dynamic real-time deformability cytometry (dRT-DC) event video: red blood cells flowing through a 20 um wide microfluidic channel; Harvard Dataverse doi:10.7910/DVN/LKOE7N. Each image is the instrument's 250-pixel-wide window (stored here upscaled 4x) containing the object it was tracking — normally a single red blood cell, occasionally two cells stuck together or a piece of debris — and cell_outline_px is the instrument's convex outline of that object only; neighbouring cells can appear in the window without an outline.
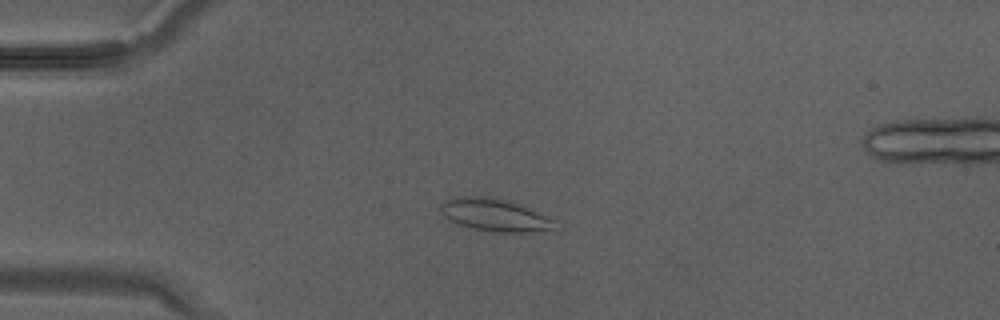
{"species": "Egyptian fruit bat (a non-hibernating species)", "species_latin": "Rousettus aegyptiacus", "temperature_condition": "warm", "stored_images_in_passage": 28, "camera_frame_rate_fps": 3000, "um_per_image_px": 0.085, "animal": {"sex": "male"}, "frame": {"image": 1, "passage_image": 1, "time_ms": 0.0, "image_size_px": [1000, 320], "cell_outline_px": [[552, 228], [528, 232], [496, 232], [476, 228], [460, 224], [444, 216], [440, 212], [440, 204], [444, 200], [456, 196], [492, 196], [524, 204], [552, 220]], "centroid_in_image_um": [41.98, 18.22], "position_along_channel_um": 43.0, "area_um2": 21.39}}
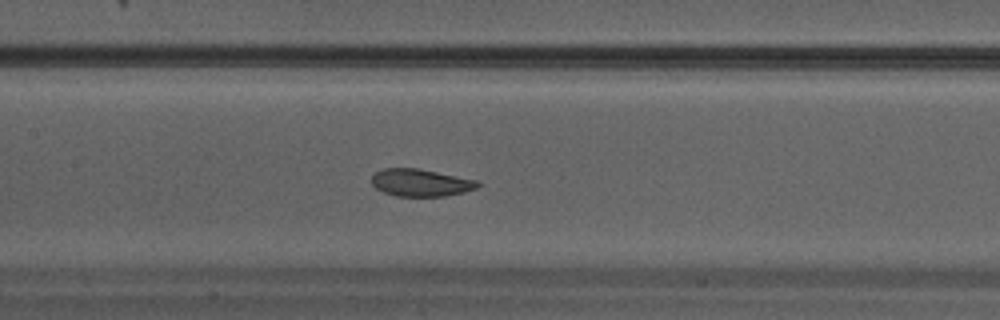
{"frame": {"image": 2, "passage_image": 9, "time_ms": 2.667, "image_size_px": [1000, 320], "cell_outline_px": [[480, 184], [476, 188], [464, 192], [444, 196], [396, 196], [384, 192], [376, 188], [372, 184], [372, 176], [376, 172], [384, 168], [416, 168], [476, 180]], "centroid_in_image_um": [35.73, 15.53], "position_along_channel_um": 171.7, "area_um2": 16.65}}
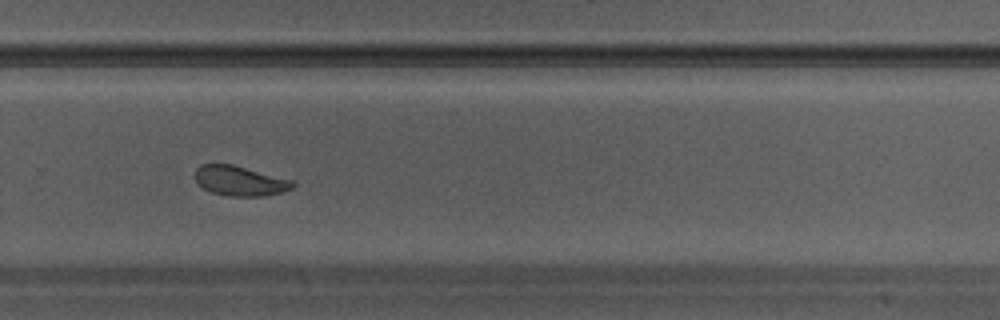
{"frame": {"image": 3, "passage_image": 16, "time_ms": 5.0, "image_size_px": [1000, 320], "cell_outline_px": [[296, 184], [292, 188], [280, 192], [264, 196], [228, 196], [212, 192], [204, 188], [196, 180], [196, 168], [200, 164], [232, 164], [296, 180]], "centroid_in_image_um": [20.45, 15.36], "position_along_channel_um": 309.4, "area_um2": 17.05}}